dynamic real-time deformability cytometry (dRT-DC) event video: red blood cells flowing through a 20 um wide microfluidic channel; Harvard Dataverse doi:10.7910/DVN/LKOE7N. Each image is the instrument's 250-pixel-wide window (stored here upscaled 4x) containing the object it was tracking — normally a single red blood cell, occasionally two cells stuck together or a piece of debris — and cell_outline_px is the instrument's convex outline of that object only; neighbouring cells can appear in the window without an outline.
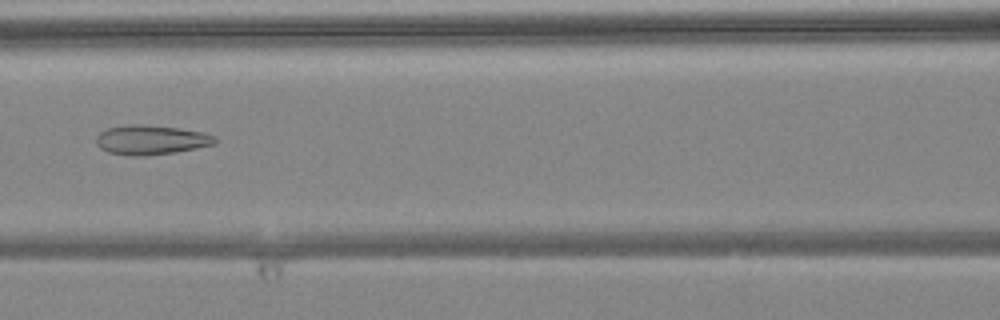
{"species": "common noctule bat (a hibernating species)", "species_latin": "Nyctalus noctula", "temperature_condition": "warm", "stored_images_in_passage": 9, "camera_frame_rate_fps": 3000, "um_per_image_px": 0.085, "animal": {"sex": "female", "body_mass_g": 24.6, "forearm_length_mm": 56.2}, "frame": {"image": 1, "passage_image": 6, "time_ms": 1.667, "image_size_px": [1000, 320], "cell_outline_px": [[216, 144], [176, 152], [148, 156], [128, 156], [108, 152], [100, 148], [96, 144], [96, 136], [100, 132], [108, 128], [132, 124], [140, 124], [176, 128], [204, 132], [216, 136]], "centroid_in_image_um": [12.83, 11.9], "position_along_channel_um": 153.8, "area_um2": 20.52}}
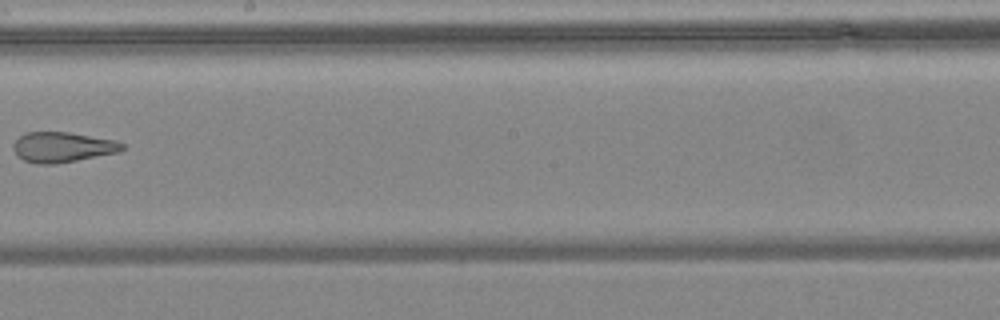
{"frame": {"image": 2, "passage_image": 8, "time_ms": 2.333, "image_size_px": [1000, 320], "cell_outline_px": [[124, 148], [120, 152], [56, 164], [36, 164], [24, 160], [16, 156], [12, 148], [12, 144], [24, 132], [68, 132], [116, 140], [124, 144]], "centroid_in_image_um": [5.29, 12.51], "position_along_channel_um": 242.9, "area_um2": 19.36}}
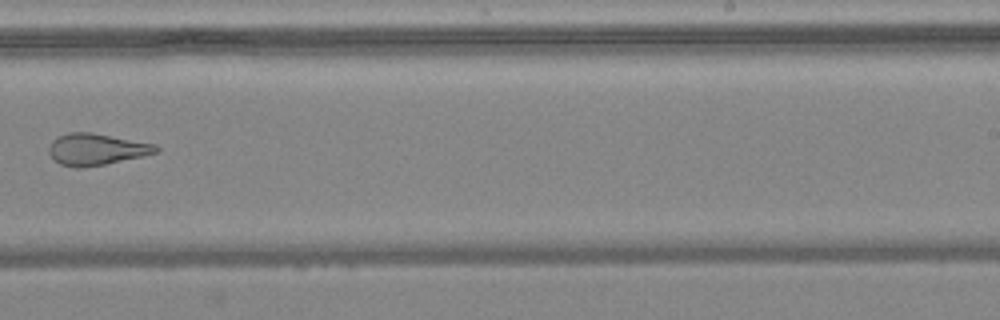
{"frame": {"image": 3, "passage_image": 9, "time_ms": 2.667, "image_size_px": [1000, 320], "cell_outline_px": [[160, 152], [104, 164], [76, 168], [60, 164], [48, 152], [48, 148], [52, 140], [68, 132], [92, 132], [156, 144], [160, 148]], "centroid_in_image_um": [8.21, 12.68], "position_along_channel_um": 280.8, "area_um2": 19.59}}